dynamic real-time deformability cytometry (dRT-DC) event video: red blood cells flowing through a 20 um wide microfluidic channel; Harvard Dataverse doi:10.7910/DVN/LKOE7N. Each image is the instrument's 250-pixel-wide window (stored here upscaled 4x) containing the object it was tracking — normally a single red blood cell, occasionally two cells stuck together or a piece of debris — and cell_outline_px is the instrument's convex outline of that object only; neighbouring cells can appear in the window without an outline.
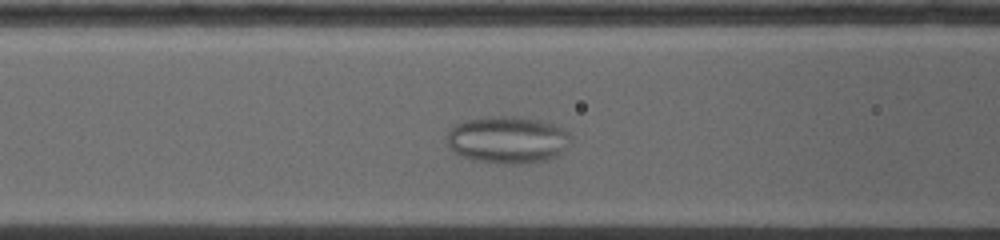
{"species": "common noctule bat (a hibernating species)", "species_latin": "Nyctalus noctula", "temperature_condition": "warm", "stored_images_in_passage": 12, "camera_frame_rate_fps": 5000, "um_per_image_px": 0.085, "animal": {"sex": "female", "body_mass_g": 19.0, "forearm_length_mm": 53.3}, "frame": {"image": 1, "passage_image": 9, "time_ms": 3.2, "image_size_px": [1000, 240], "cell_outline_px": [[572, 136], [560, 152], [556, 156], [544, 160], [520, 164], [504, 164], [472, 160], [460, 156], [448, 144], [444, 136], [456, 124], [464, 120], [492, 116], [524, 116], [556, 124], [568, 132]], "centroid_in_image_um": [43.11, 11.86], "position_along_channel_um": 123.5, "area_um2": 34.16}}